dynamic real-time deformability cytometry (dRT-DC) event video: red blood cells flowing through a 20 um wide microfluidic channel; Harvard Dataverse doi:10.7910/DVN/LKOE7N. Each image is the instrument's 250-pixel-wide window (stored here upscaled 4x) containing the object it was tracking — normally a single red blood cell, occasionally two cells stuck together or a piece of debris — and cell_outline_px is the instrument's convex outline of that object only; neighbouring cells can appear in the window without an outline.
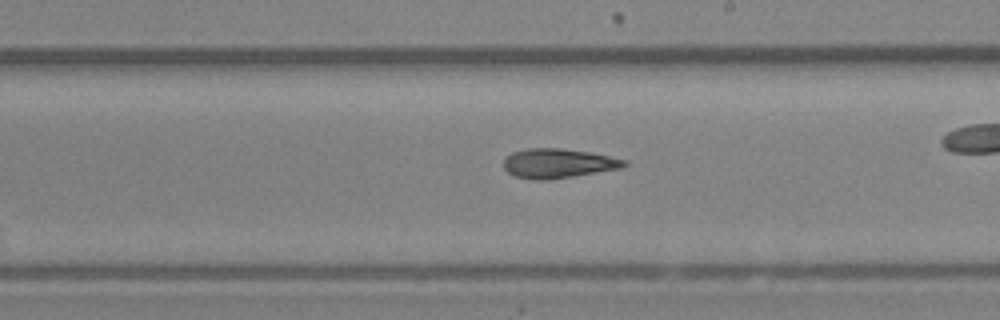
{"species": "Egyptian fruit bat (a non-hibernating species)", "species_latin": "Rousettus aegyptiacus", "temperature_condition": "room temperature", "stored_images_in_passage": 32, "camera_frame_rate_fps": 3000, "um_per_image_px": 0.085, "animal": {"sex": "female"}, "frame": {"image": 1, "passage_image": 14, "time_ms": 4.333, "image_size_px": [1000, 320], "cell_outline_px": [[628, 164], [624, 168], [548, 180], [532, 180], [512, 176], [504, 168], [504, 160], [512, 152], [528, 148], [560, 148], [592, 152], [628, 160]], "centroid_in_image_um": [47.47, 13.89], "position_along_channel_um": 241.5, "area_um2": 20.98}}
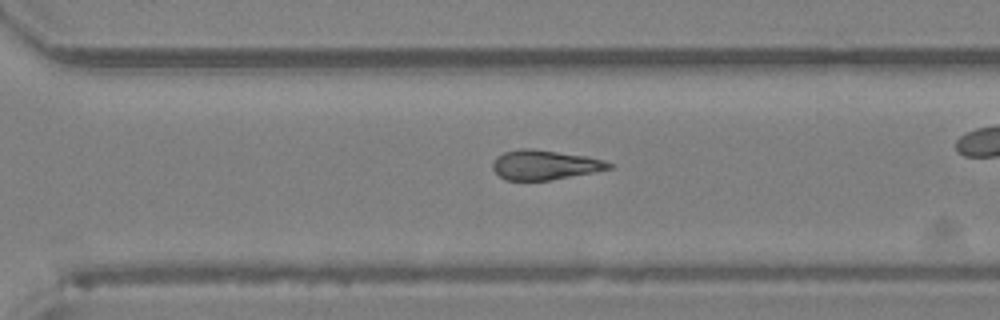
{"frame": {"image": 2, "passage_image": 19, "time_ms": 6.0, "image_size_px": [1000, 320], "cell_outline_px": [[612, 168], [596, 172], [548, 180], [508, 180], [500, 176], [492, 168], [492, 164], [496, 156], [504, 152], [520, 148], [532, 148], [588, 156], [604, 160], [612, 164]], "centroid_in_image_um": [46.31, 14.0], "position_along_channel_um": 324.3, "area_um2": 20.11}}